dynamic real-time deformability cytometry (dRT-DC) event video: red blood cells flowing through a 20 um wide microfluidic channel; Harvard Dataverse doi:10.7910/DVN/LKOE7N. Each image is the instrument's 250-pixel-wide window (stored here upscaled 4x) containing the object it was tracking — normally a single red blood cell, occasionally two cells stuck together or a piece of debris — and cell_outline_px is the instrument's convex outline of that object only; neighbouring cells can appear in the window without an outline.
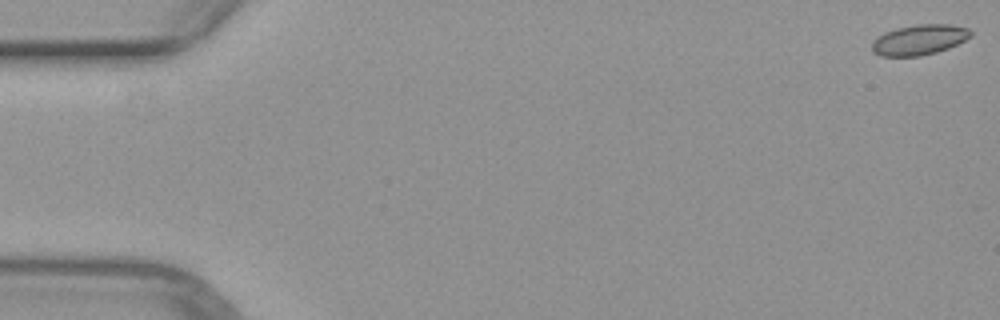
{"species": "common noctule bat (a hibernating species)", "species_latin": "Nyctalus noctula", "temperature_condition": "warm", "stored_images_in_passage": 20, "camera_frame_rate_fps": 3000, "um_per_image_px": 0.085, "animal": {"sex": "female", "body_mass_g": 29.2, "forearm_length_mm": 56.3}, "frame": {"image": 1, "passage_image": 1, "time_ms": 0.0, "image_size_px": [1000, 320], "cell_outline_px": [[972, 36], [948, 48], [936, 52], [920, 56], [880, 56], [872, 52], [872, 40], [876, 36], [884, 32], [896, 28], [916, 24], [952, 24], [968, 28], [972, 32]], "centroid_in_image_um": [78.1, 3.37], "position_along_channel_um": 6.9, "area_um2": 17.63}}
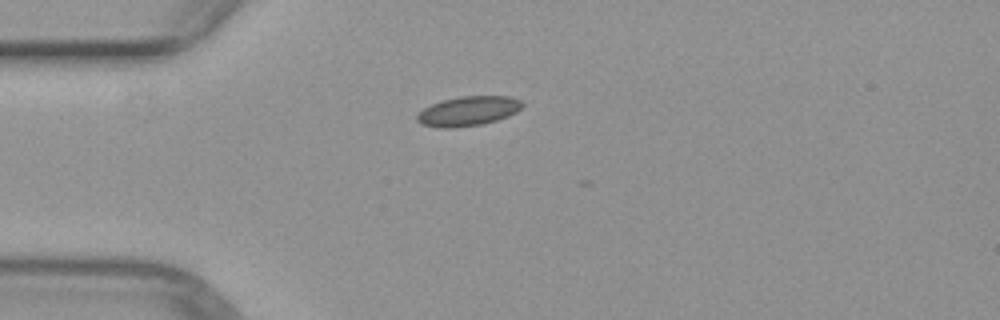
{"frame": {"image": 2, "passage_image": 14, "time_ms": 4.333, "image_size_px": [1000, 320], "cell_outline_px": [[524, 104], [516, 112], [508, 116], [496, 120], [480, 124], [452, 128], [440, 128], [420, 124], [416, 120], [416, 116], [424, 108], [440, 100], [460, 96], [512, 96], [520, 100]], "centroid_in_image_um": [39.78, 9.43], "position_along_channel_um": 45.2, "area_um2": 18.15}}
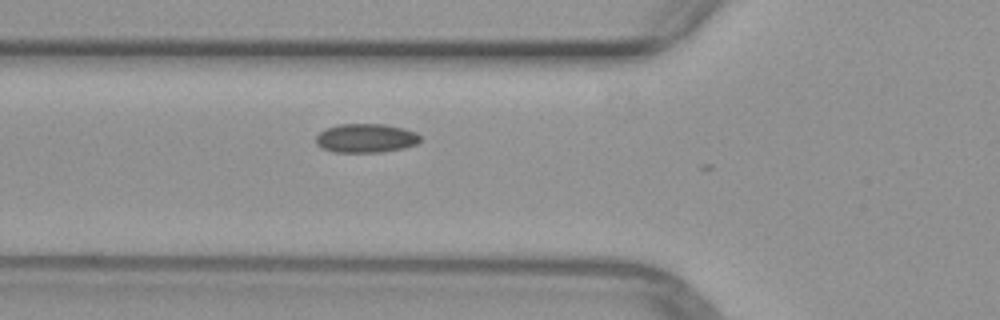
{"frame": {"image": 3, "passage_image": 19, "time_ms": 6.0, "image_size_px": [1000, 320], "cell_outline_px": [[420, 140], [416, 144], [404, 148], [380, 152], [332, 152], [320, 148], [316, 144], [316, 136], [324, 128], [340, 124], [384, 124], [404, 128], [416, 132], [420, 136]], "centroid_in_image_um": [31.07, 11.74], "position_along_channel_um": 94.7, "area_um2": 17.74}}